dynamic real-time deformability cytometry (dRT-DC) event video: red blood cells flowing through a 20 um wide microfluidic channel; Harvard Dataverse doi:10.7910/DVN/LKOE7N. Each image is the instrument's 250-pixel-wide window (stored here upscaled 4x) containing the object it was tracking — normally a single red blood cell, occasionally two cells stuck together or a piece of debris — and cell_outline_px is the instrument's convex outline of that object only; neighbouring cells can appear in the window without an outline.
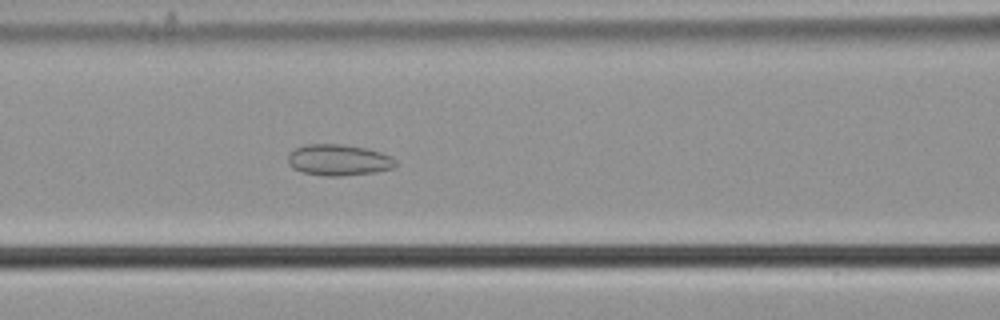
{"species": "common noctule bat (a hibernating species)", "species_latin": "Nyctalus noctula", "temperature_condition": "cold", "stored_images_in_passage": 58, "camera_frame_rate_fps": 3000, "um_per_image_px": 0.085, "animal": {"sex": "male", "body_mass_g": 21.5, "forearm_length_mm": 52.0}, "frame": {"image": 1, "passage_image": 26, "time_ms": 8.333, "image_size_px": [1000, 320], "cell_outline_px": [[396, 164], [392, 168], [376, 172], [340, 176], [324, 176], [300, 172], [292, 168], [288, 164], [288, 156], [296, 148], [304, 144], [340, 144], [368, 148], [392, 156], [396, 160]], "centroid_in_image_um": [28.78, 13.6], "position_along_channel_um": 137.8, "area_um2": 19.71}}
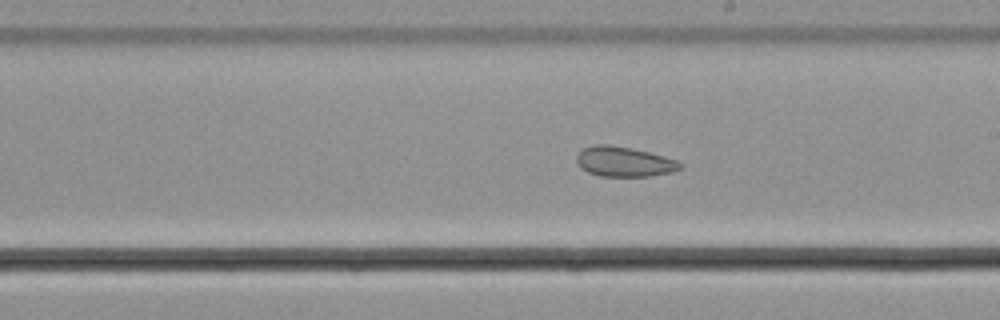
{"frame": {"image": 2, "passage_image": 34, "time_ms": 11.0, "image_size_px": [1000, 320], "cell_outline_px": [[684, 168], [672, 172], [648, 176], [600, 176], [588, 172], [580, 168], [576, 164], [576, 156], [584, 148], [596, 144], [608, 144], [632, 148], [664, 156], [676, 160], [684, 164]], "centroid_in_image_um": [53.06, 13.74], "position_along_channel_um": 235.9, "area_um2": 18.21}}
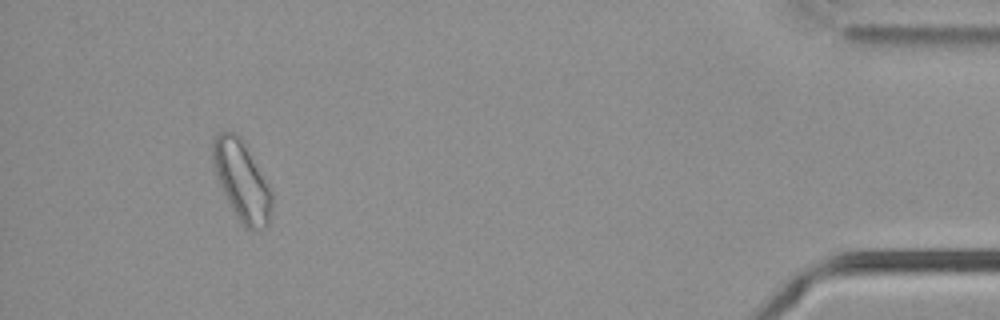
{"frame": {"image": 3, "passage_image": 54, "time_ms": 17.667, "image_size_px": [1000, 320], "cell_outline_px": [[272, 208], [268, 224], [264, 228], [252, 232], [244, 228], [232, 208], [216, 176], [212, 160], [212, 140], [220, 132], [236, 132], [240, 136], [268, 184], [272, 192]], "centroid_in_image_um": [20.56, 15.39], "position_along_channel_um": 414.6, "area_um2": 27.17}, "authors_computed_cell_mechanics": {"area_um2": 24.6228, "velocity_mm_per_s": 3.686, "shape_relaxation_time_tau1_ms": 0.2111, "shape_relaxation_time_tau2_ms": 3.2421, "deformation_change_tau1": 0.0104, "deformation_change_tau2": 0.0857}}